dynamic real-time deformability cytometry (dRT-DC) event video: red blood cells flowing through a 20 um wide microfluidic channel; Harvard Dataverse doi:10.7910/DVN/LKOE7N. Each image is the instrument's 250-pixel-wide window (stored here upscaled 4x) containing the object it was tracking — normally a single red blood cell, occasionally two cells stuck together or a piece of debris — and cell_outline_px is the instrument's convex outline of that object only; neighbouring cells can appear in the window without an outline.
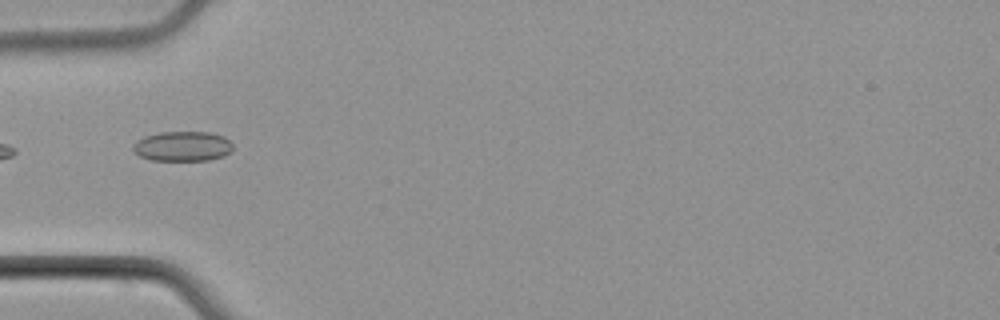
{"species": "common noctule bat (a hibernating species)", "species_latin": "Nyctalus noctula", "temperature_condition": "cold", "stored_images_in_passage": 5, "camera_frame_rate_fps": 3000, "um_per_image_px": 0.085, "animal": {"sex": "male", "body_mass_g": 21.5, "forearm_length_mm": 52.0}, "frame": {"image": 1, "passage_image": 5, "time_ms": 5.0, "image_size_px": [1000, 320], "cell_outline_px": [[232, 152], [224, 156], [208, 160], [152, 160], [140, 156], [132, 152], [132, 144], [136, 140], [144, 136], [160, 132], [208, 132], [224, 136], [232, 144]], "centroid_in_image_um": [15.49, 12.43], "position_along_channel_um": 69.5, "area_um2": 17.57}}